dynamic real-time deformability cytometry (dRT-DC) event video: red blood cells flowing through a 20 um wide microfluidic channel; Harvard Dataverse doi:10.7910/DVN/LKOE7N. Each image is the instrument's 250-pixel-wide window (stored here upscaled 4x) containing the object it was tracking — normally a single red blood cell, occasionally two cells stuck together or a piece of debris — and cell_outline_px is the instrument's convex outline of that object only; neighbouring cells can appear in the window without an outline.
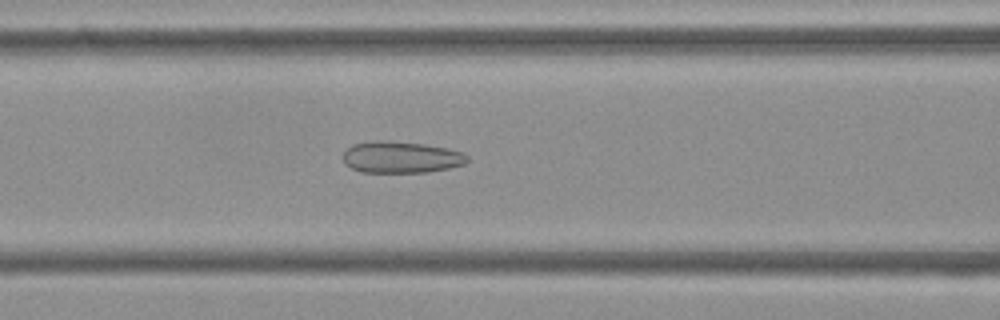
{"species": "Egyptian fruit bat (a non-hibernating species)", "species_latin": "Rousettus aegyptiacus", "temperature_condition": "cold", "stored_images_in_passage": 52, "camera_frame_rate_fps": 3000, "um_per_image_px": 0.085, "frame": {"image": 1, "passage_image": 21, "time_ms": 6.667, "image_size_px": [1000, 320], "cell_outline_px": [[468, 160], [464, 164], [448, 168], [428, 172], [360, 172], [344, 164], [340, 156], [352, 144], [376, 140], [380, 140], [424, 144], [448, 148], [464, 152], [468, 156]], "centroid_in_image_um": [34.06, 13.36], "position_along_channel_um": 132.5, "area_um2": 23.06}}
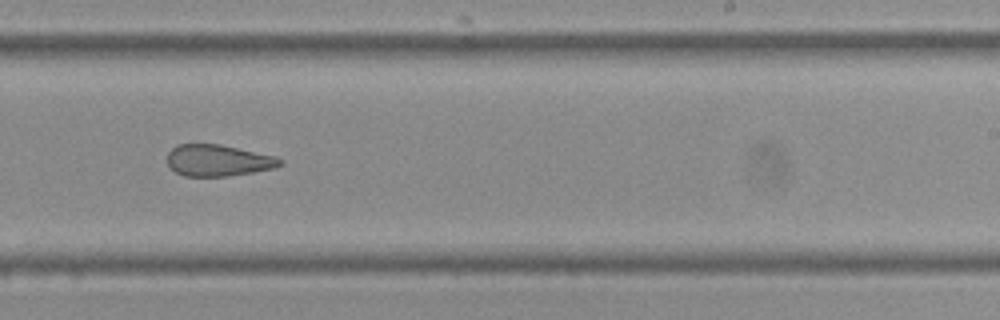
{"frame": {"image": 2, "passage_image": 32, "time_ms": 10.333, "image_size_px": [1000, 320], "cell_outline_px": [[284, 164], [276, 168], [228, 176], [184, 176], [176, 172], [168, 164], [168, 152], [176, 144], [220, 144], [276, 156], [284, 160]], "centroid_in_image_um": [18.58, 13.63], "position_along_channel_um": 270.4, "area_um2": 20.81}}
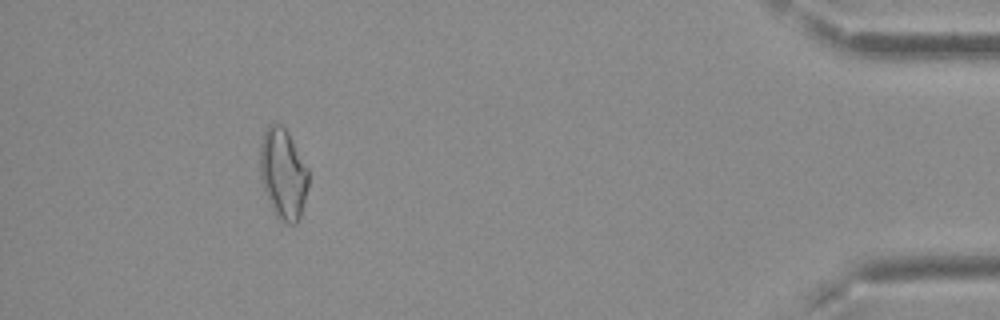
{"frame": {"image": 3, "passage_image": 48, "time_ms": 15.667, "image_size_px": [1000, 320], "cell_outline_px": [[308, 184], [300, 216], [296, 224], [288, 224], [276, 216], [272, 208], [264, 188], [260, 176], [260, 144], [264, 132], [268, 124], [280, 124], [288, 132], [308, 168]], "centroid_in_image_um": [24.06, 14.75], "position_along_channel_um": 411.1, "area_um2": 25.26}, "authors_computed_cell_mechanics": {"area_um2": 23.7269, "velocity_mm_per_s": 3.7668, "shape_relaxation_time_tau1_ms": null, "shape_relaxation_time_tau2_ms": 3.6883, "deformation_change_tau1": null, "deformation_change_tau2": 0.1201}}